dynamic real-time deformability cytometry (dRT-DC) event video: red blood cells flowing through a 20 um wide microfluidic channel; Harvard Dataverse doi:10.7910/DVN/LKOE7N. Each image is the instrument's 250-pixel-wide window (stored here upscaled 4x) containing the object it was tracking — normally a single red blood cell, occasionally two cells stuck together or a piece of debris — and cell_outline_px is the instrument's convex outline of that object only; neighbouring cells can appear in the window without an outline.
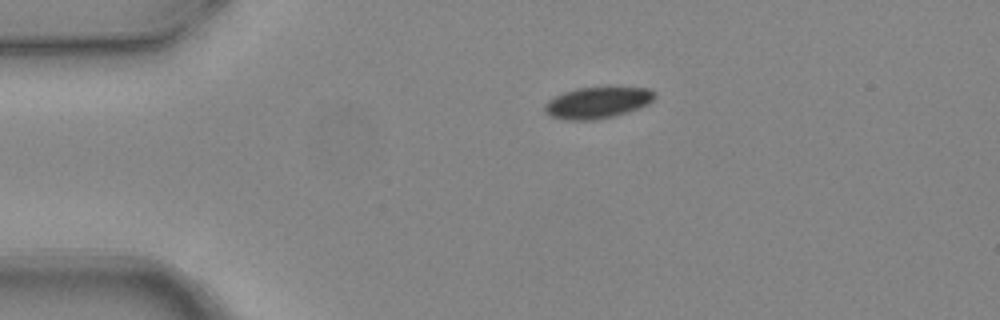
{"species": "common noctule bat (a hibernating species)", "species_latin": "Nyctalus noctula", "temperature_condition": "warm", "stored_images_in_passage": 1, "camera_frame_rate_fps": 3000, "um_per_image_px": 0.085, "animal": {"sex": "female", "body_mass_g": 24.6, "forearm_length_mm": 56.2}, "frame": {"image": 1, "passage_image": 1, "time_ms": 0.0, "image_size_px": [1000, 320], "cell_outline_px": [[656, 96], [648, 104], [616, 116], [592, 120], [564, 120], [552, 116], [544, 112], [544, 104], [548, 100], [564, 92], [576, 88], [608, 84], [648, 88], [656, 92]], "centroid_in_image_um": [50.82, 8.67], "position_along_channel_um": 34.2, "area_um2": 20.98}}